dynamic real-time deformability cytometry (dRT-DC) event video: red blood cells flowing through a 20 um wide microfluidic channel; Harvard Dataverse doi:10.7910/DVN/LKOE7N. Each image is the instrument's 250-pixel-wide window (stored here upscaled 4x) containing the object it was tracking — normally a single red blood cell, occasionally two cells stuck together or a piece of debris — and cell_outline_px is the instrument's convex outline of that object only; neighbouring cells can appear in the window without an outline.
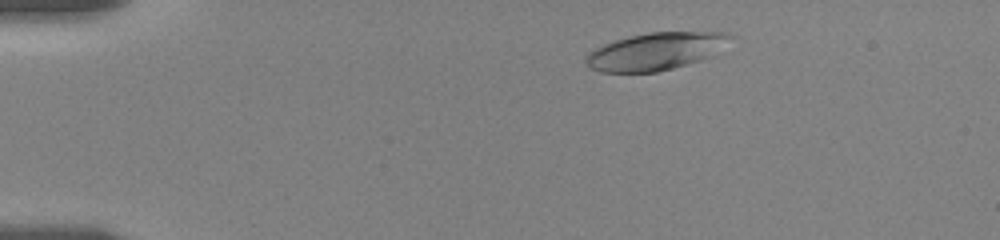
{"species": "human", "species_latin": "Homo sapiens", "temperature_condition": "room temperature", "stored_images_in_passage": 53, "camera_frame_rate_fps": 3000, "um_per_image_px": 0.085, "donor": {"sex": "female"}, "frame": {"image": 1, "passage_image": 6, "time_ms": 1.667, "image_size_px": [1000, 240], "cell_outline_px": [[732, 36], [708, 56], [700, 60], [672, 68], [656, 72], [600, 72], [588, 68], [588, 52], [604, 44], [628, 36], [648, 32], [724, 32]], "centroid_in_image_um": [55.64, 4.36], "position_along_channel_um": 29.4, "area_um2": 30.63}}
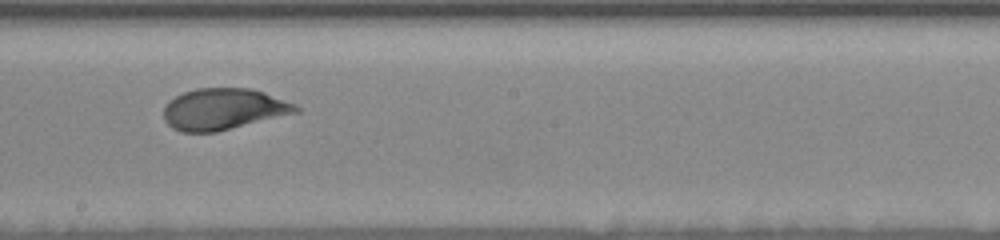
{"frame": {"image": 2, "passage_image": 29, "time_ms": 9.333, "image_size_px": [1000, 240], "cell_outline_px": [[300, 112], [216, 132], [180, 132], [172, 128], [164, 120], [164, 108], [168, 100], [184, 92], [196, 88], [252, 88], [264, 92], [296, 104], [300, 108]], "centroid_in_image_um": [19.0, 9.27], "position_along_channel_um": 229.2, "area_um2": 32.02}}
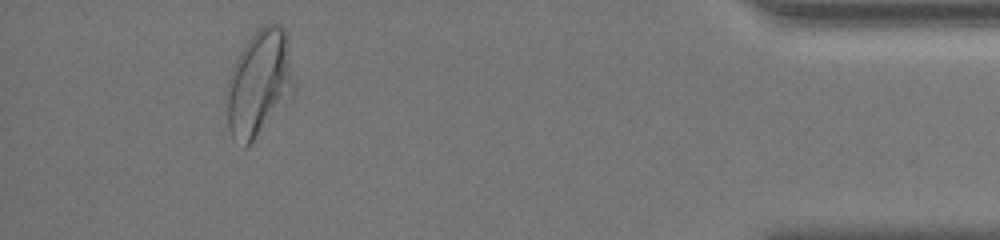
{"frame": {"image": 3, "passage_image": 49, "time_ms": 16.0, "image_size_px": [1000, 240], "cell_outline_px": [[296, 88], [252, 140], [244, 148], [232, 140], [228, 128], [224, 100], [228, 80], [232, 68], [240, 52], [256, 28], [264, 24], [276, 24], [284, 28], [288, 40]], "centroid_in_image_um": [21.99, 7.04], "position_along_channel_um": 413.2, "area_um2": 41.62}, "authors_computed_cell_mechanics": {"area_um2": 32.1946, "velocity_mm_per_s": 3.5225, "shape_relaxation_time_tau1_ms": 4.7351, "shape_relaxation_time_tau2_ms": 0.8776, "deformation_change_tau1": 0.1562, "deformation_change_tau2": 0.06}}